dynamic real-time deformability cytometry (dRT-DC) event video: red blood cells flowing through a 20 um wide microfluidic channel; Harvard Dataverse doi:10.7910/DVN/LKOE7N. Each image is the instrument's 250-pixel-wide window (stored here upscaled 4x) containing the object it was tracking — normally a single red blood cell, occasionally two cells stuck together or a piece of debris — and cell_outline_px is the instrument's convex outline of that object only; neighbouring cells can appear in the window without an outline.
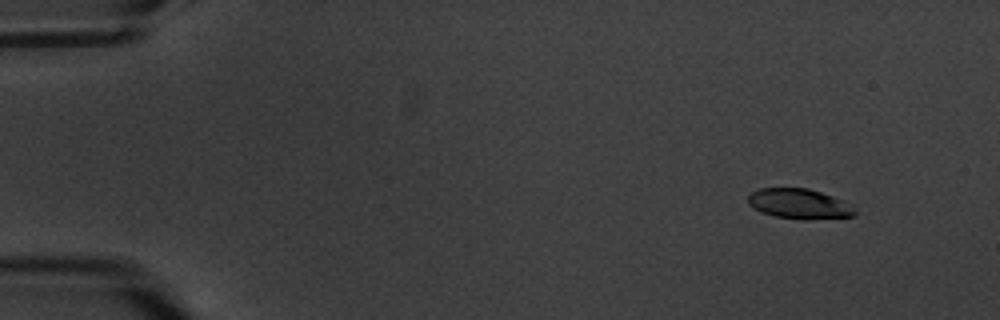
{"species": "common noctule bat (a hibernating species)", "species_latin": "Nyctalus noctula", "temperature_condition": "warm", "stored_images_in_passage": 6, "camera_frame_rate_fps": 3000, "um_per_image_px": 0.085, "animal": {"sex": "male", "body_mass_g": 20.1, "forearm_length_mm": 53.5}, "frame": {"image": 1, "passage_image": 2, "time_ms": 1.333, "image_size_px": [1000, 320], "cell_outline_px": [[856, 216], [804, 220], [800, 220], [776, 216], [760, 212], [748, 204], [748, 196], [752, 192], [760, 188], [808, 188], [844, 200], [856, 212]], "centroid_in_image_um": [67.92, 17.33], "position_along_channel_um": 17.1, "area_um2": 18.73}}
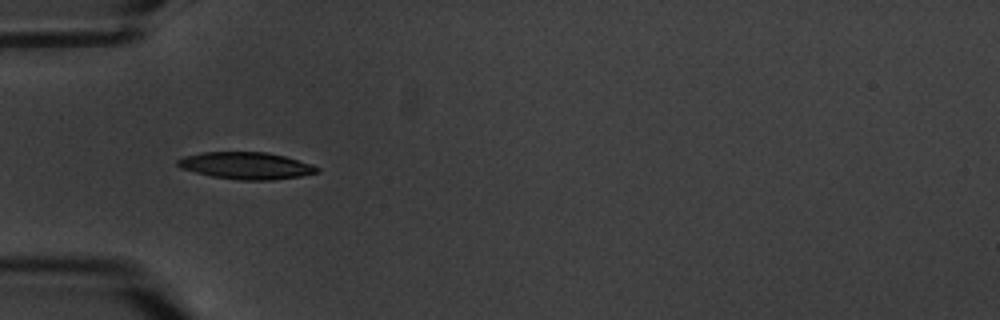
{"frame": {"image": 2, "passage_image": 6, "time_ms": 6.0, "image_size_px": [1000, 320], "cell_outline_px": [[320, 172], [300, 176], [272, 180], [240, 180], [212, 176], [180, 168], [176, 164], [176, 160], [184, 156], [204, 152], [268, 152], [284, 156], [312, 164], [320, 168]], "centroid_in_image_um": [20.93, 14.08], "position_along_channel_um": 64.1, "area_um2": 21.91}}